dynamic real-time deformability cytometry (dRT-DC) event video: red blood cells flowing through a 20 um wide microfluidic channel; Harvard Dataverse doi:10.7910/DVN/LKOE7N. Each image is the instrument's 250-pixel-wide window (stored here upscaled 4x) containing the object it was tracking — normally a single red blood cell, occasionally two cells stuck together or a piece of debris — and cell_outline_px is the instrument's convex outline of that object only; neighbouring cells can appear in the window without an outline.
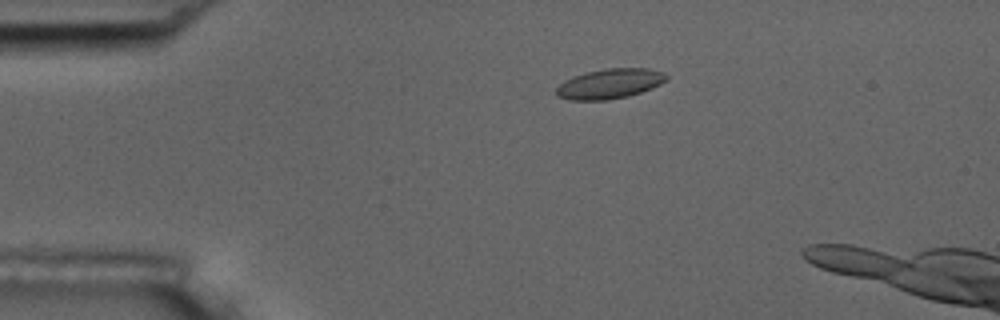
{"species": "common noctule bat (a hibernating species)", "species_latin": "Nyctalus noctula", "temperature_condition": "room temperature", "stored_images_in_passage": 42, "camera_frame_rate_fps": 3000, "um_per_image_px": 0.085, "animal": {"sex": "male", "body_mass_g": 17.5, "forearm_length_mm": 52.3}, "frame": {"image": 1, "passage_image": 3, "time_ms": 0.667, "image_size_px": [1000, 320], "cell_outline_px": [[668, 80], [652, 88], [628, 96], [608, 100], [568, 100], [556, 96], [556, 88], [564, 80], [572, 76], [604, 68], [648, 68], [664, 72], [668, 76]], "centroid_in_image_um": [51.83, 7.11], "position_along_channel_um": 33.2, "area_um2": 19.36}}
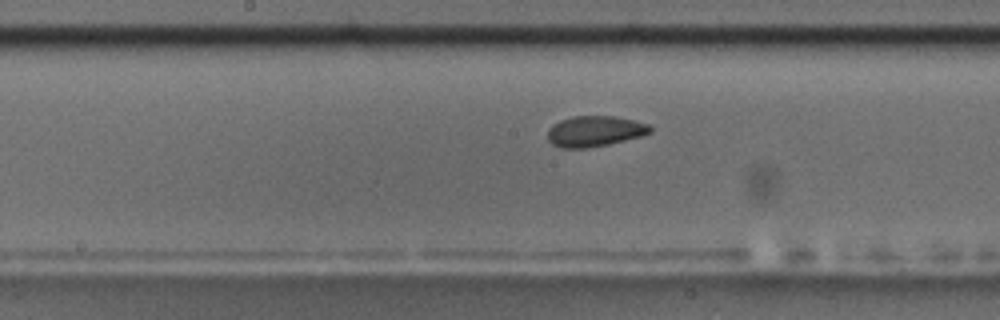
{"frame": {"image": 2, "passage_image": 20, "time_ms": 6.333, "image_size_px": [1000, 320], "cell_outline_px": [[652, 132], [640, 136], [608, 144], [584, 148], [560, 148], [552, 144], [548, 140], [548, 128], [552, 124], [560, 120], [572, 116], [616, 116], [648, 124], [652, 128]], "centroid_in_image_um": [50.52, 11.15], "position_along_channel_um": 197.7, "area_um2": 18.32}}
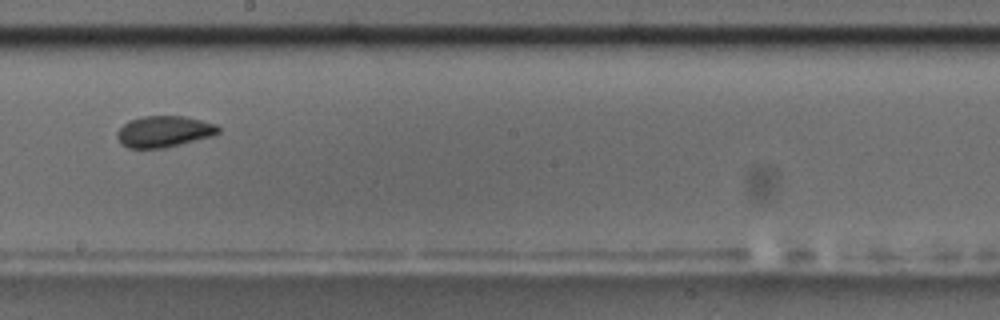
{"frame": {"image": 3, "passage_image": 23, "time_ms": 7.333, "image_size_px": [1000, 320], "cell_outline_px": [[220, 132], [212, 136], [164, 148], [128, 148], [120, 144], [116, 136], [116, 132], [128, 120], [140, 116], [184, 116], [216, 124], [220, 128]], "centroid_in_image_um": [13.9, 11.18], "position_along_channel_um": 234.3, "area_um2": 18.55}, "authors_computed_cell_mechanics": {"area_um2": 18.4382, "velocity_mm_per_s": 3.6868, "shape_relaxation_time_tau1_ms": 6.6213, "shape_relaxation_time_tau2_ms": 1.5276, "deformation_change_tau1": 0.1118, "deformation_change_tau2": 0.0627}}